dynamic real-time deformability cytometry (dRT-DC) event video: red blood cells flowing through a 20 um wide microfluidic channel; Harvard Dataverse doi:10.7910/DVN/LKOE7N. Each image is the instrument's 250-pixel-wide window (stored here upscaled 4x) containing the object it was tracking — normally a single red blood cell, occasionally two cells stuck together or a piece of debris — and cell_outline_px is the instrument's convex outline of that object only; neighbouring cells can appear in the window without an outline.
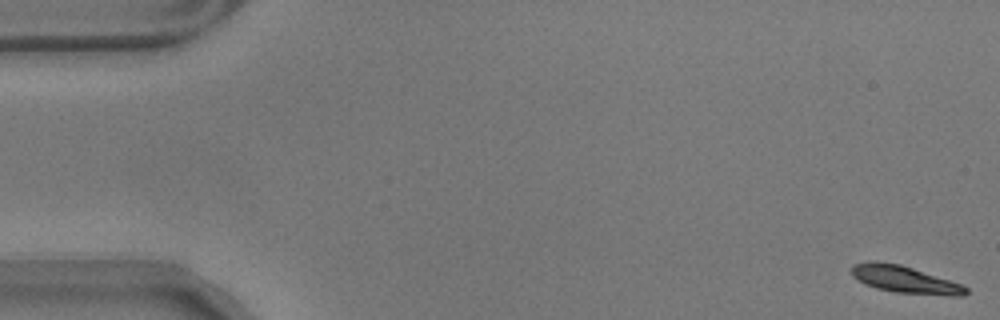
{"species": "common noctule bat (a hibernating species)", "species_latin": "Nyctalus noctula", "temperature_condition": "warm", "stored_images_in_passage": 53, "camera_frame_rate_fps": 3000, "um_per_image_px": 0.085, "animal": {"sex": "male", "body_mass_g": 17.9}, "frame": {"image": 1, "passage_image": 1, "time_ms": 0.0, "image_size_px": [1000, 320], "cell_outline_px": [[968, 292], [964, 296], [952, 296], [896, 292], [876, 288], [864, 284], [856, 280], [852, 276], [852, 264], [872, 260], [900, 264], [960, 284], [968, 288]], "centroid_in_image_um": [76.86, 23.76], "position_along_channel_um": 8.1, "area_um2": 17.98}}
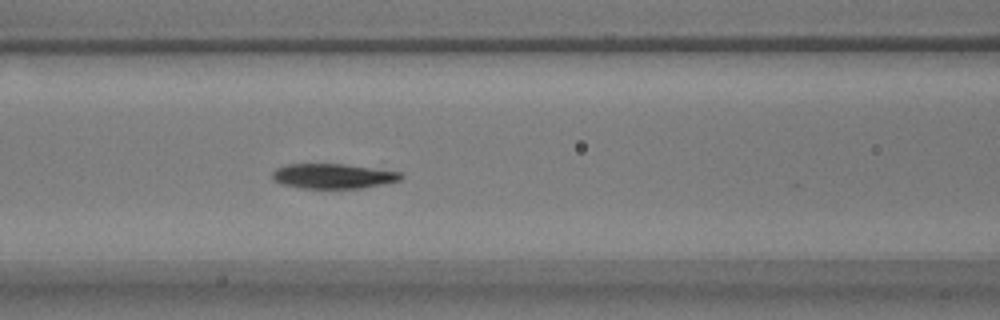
{"frame": {"image": 2, "passage_image": 24, "time_ms": 7.667, "image_size_px": [1000, 320], "cell_outline_px": [[404, 176], [400, 180], [364, 188], [304, 188], [280, 184], [272, 180], [272, 172], [276, 168], [288, 164], [344, 164], [400, 172]], "centroid_in_image_um": [28.28, 14.97], "position_along_channel_um": 138.3, "area_um2": 18.61}}
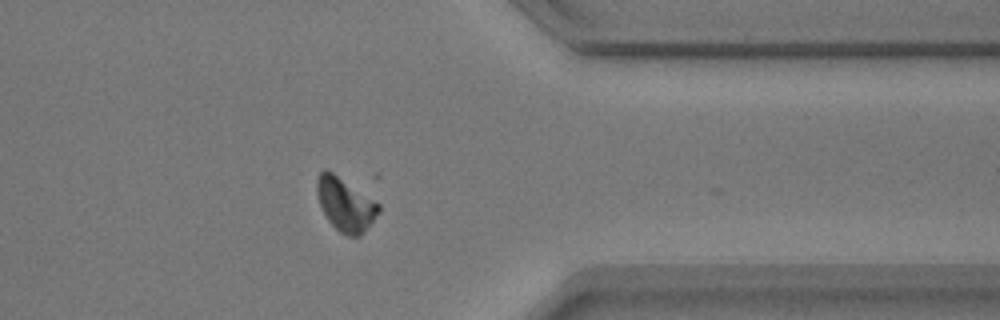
{"frame": {"image": 3, "passage_image": 46, "time_ms": 15.0, "image_size_px": [1000, 320], "cell_outline_px": [[380, 212], [360, 236], [348, 236], [340, 232], [328, 220], [320, 204], [316, 192], [316, 180], [320, 172], [324, 168], [332, 172], [380, 204]], "centroid_in_image_um": [29.34, 17.37], "position_along_channel_um": 382.1, "area_um2": 18.9}}